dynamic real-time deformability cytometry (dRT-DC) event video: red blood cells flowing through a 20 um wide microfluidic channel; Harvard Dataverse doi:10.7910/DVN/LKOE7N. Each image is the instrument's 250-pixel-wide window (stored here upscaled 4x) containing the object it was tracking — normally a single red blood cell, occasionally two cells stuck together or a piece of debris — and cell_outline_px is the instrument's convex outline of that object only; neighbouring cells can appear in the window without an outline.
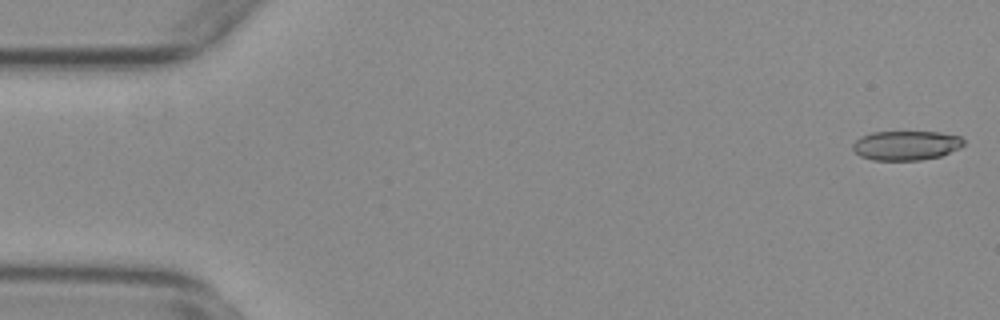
{"species": "common noctule bat (a hibernating species)", "species_latin": "Nyctalus noctula", "temperature_condition": "warm", "stored_images_in_passage": 55, "camera_frame_rate_fps": 3000, "um_per_image_px": 0.085, "animal": {"sex": "female", "body_mass_g": 29.2, "forearm_length_mm": 56.3}, "frame": {"image": 1, "passage_image": 1, "time_ms": 0.0, "image_size_px": [1000, 320], "cell_outline_px": [[964, 144], [960, 148], [940, 156], [920, 160], [872, 160], [860, 156], [852, 148], [852, 144], [856, 140], [872, 132], [940, 132], [960, 136], [964, 140]], "centroid_in_image_um": [77.03, 12.36], "position_along_channel_um": 8.0, "area_um2": 18.96}}
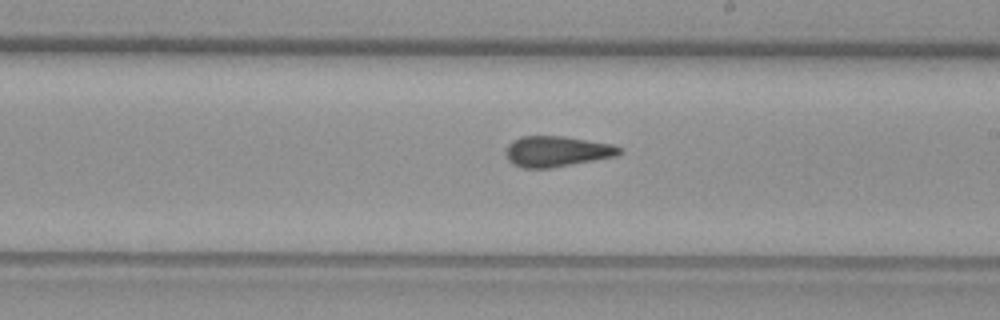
{"frame": {"image": 2, "passage_image": 31, "time_ms": 10.0, "image_size_px": [1000, 320], "cell_outline_px": [[624, 152], [620, 156], [552, 168], [524, 168], [512, 164], [508, 160], [504, 152], [508, 144], [512, 140], [520, 136], [564, 136], [612, 144], [620, 148]], "centroid_in_image_um": [47.34, 12.87], "position_along_channel_um": 241.7, "area_um2": 20.69}}
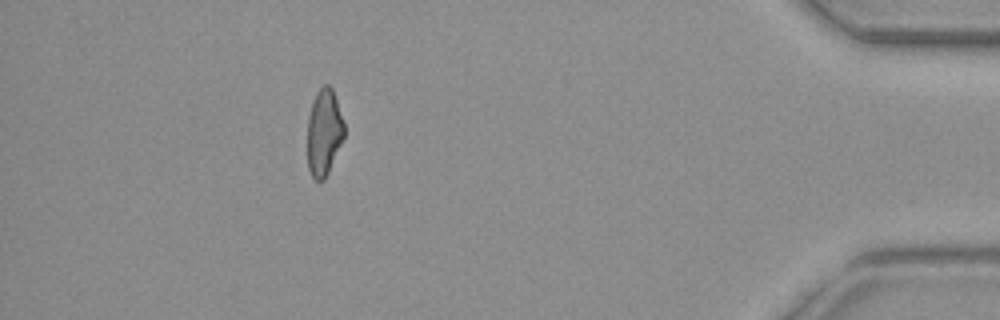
{"frame": {"image": 3, "passage_image": 49, "time_ms": 16.0, "image_size_px": [1000, 320], "cell_outline_px": [[344, 136], [328, 172], [324, 180], [316, 180], [312, 176], [308, 168], [308, 116], [316, 92], [324, 84], [328, 84], [332, 88], [344, 120]], "centroid_in_image_um": [27.54, 11.22], "position_along_channel_um": 407.7, "area_um2": 18.38}, "authors_computed_cell_mechanics": {"area_um2": 20.1144, "velocity_mm_per_s": 3.7512, "shape_relaxation_time_tau1_ms": null, "shape_relaxation_time_tau2_ms": 2.4554, "deformation_change_tau1": null, "deformation_change_tau2": 0.0966}}